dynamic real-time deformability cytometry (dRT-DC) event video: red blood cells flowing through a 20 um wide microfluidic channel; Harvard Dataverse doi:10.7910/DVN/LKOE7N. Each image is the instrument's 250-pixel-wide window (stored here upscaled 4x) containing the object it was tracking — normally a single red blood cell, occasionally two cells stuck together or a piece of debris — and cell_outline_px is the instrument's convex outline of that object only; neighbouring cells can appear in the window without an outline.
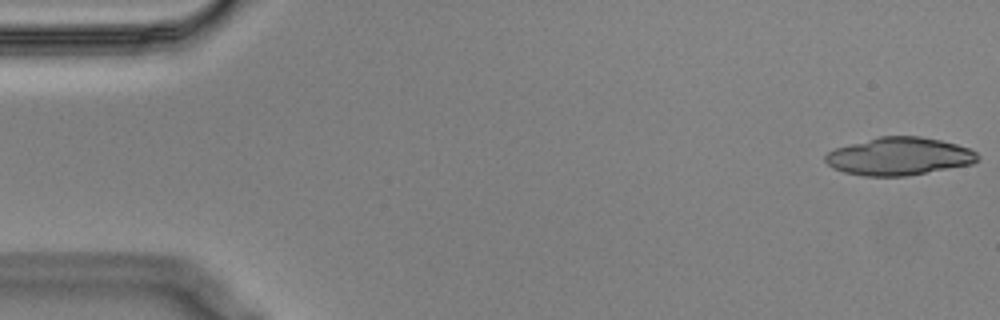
{"species": "Egyptian fruit bat (a non-hibernating species)", "species_latin": "Rousettus aegyptiacus", "temperature_condition": "cold", "stored_images_in_passage": 18, "camera_frame_rate_fps": 3000, "um_per_image_px": 0.085, "animal": {"sex": "male"}, "frame": {"image": 1, "passage_image": 1, "time_ms": 0.0, "image_size_px": [1000, 320], "cell_outline_px": [[980, 160], [972, 164], [908, 176], [864, 176], [844, 172], [832, 168], [824, 160], [824, 156], [828, 152], [836, 148], [880, 136], [920, 136], [940, 140], [956, 144], [968, 148], [976, 152], [980, 156]], "centroid_in_image_um": [76.44, 13.3], "position_along_channel_um": 8.6, "area_um2": 33.58}}
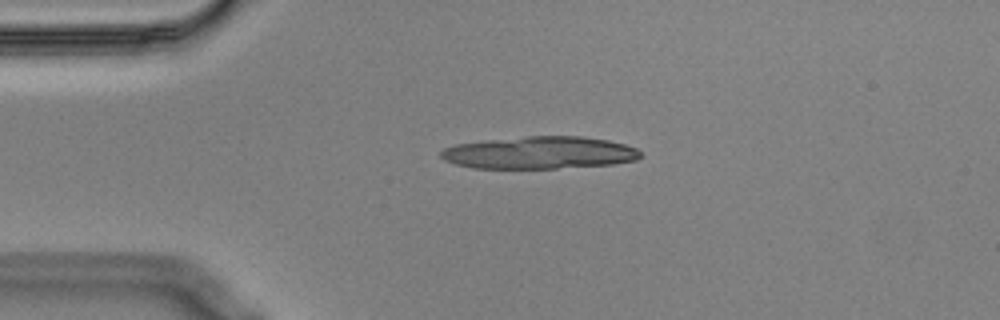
{"frame": {"image": 2, "passage_image": 12, "time_ms": 3.667, "image_size_px": [1000, 320], "cell_outline_px": [[640, 156], [636, 160], [612, 164], [556, 168], [472, 168], [456, 164], [444, 160], [440, 156], [440, 152], [444, 148], [456, 144], [488, 140], [528, 136], [580, 136], [608, 140], [624, 144], [636, 148], [640, 152]], "centroid_in_image_um": [45.84, 12.98], "position_along_channel_um": 39.2, "area_um2": 37.45}}